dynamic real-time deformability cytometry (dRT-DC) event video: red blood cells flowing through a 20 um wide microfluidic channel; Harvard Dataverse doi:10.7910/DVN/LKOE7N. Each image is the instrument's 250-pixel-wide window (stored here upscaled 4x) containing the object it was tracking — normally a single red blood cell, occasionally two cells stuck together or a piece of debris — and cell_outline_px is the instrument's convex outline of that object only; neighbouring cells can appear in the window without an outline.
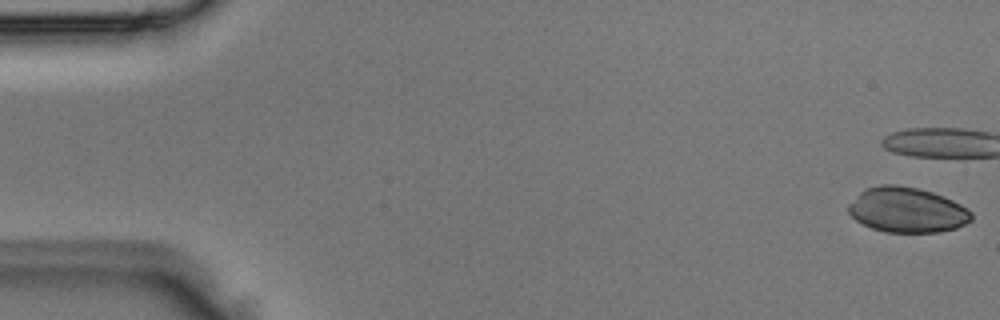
{"species": "Egyptian fruit bat (a non-hibernating species)", "species_latin": "Rousettus aegyptiacus", "temperature_condition": "room temperature", "stored_images_in_passage": 4, "camera_frame_rate_fps": 3000, "um_per_image_px": 0.085, "animal": {"sex": "male"}, "frame": {"image": 1, "passage_image": 1, "time_ms": 0.0, "image_size_px": [1000, 320], "cell_outline_px": [[972, 220], [956, 228], [940, 232], [888, 232], [872, 228], [856, 220], [848, 212], [848, 204], [864, 188], [880, 184], [896, 184], [916, 188], [932, 192], [952, 200], [968, 208], [972, 212]], "centroid_in_image_um": [77.09, 17.84], "position_along_channel_um": 7.9, "area_um2": 32.37}}